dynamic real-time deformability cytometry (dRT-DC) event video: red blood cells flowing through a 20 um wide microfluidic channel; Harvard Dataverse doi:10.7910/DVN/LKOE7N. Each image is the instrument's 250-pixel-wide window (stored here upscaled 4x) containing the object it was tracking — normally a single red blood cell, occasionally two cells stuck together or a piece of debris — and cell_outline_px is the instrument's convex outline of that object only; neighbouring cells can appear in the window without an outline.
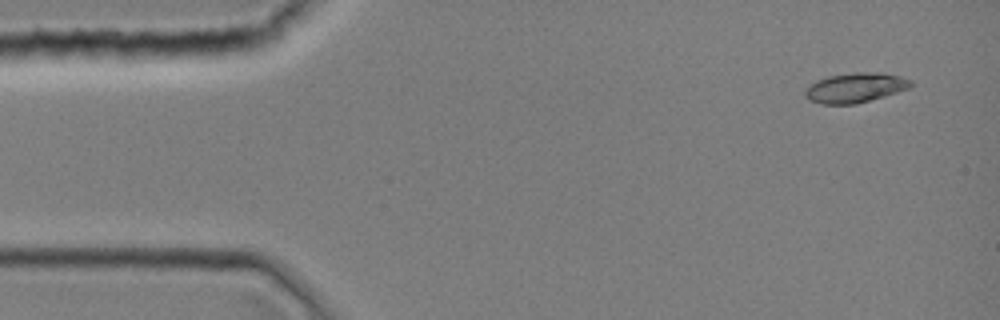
{"species": "common noctule bat (a hibernating species)", "species_latin": "Nyctalus noctula", "temperature_condition": "room temperature", "stored_images_in_passage": 5, "camera_frame_rate_fps": 3000, "um_per_image_px": 0.085, "animal": {"sex": "female", "body_mass_g": 19.0, "forearm_length_mm": 51.5}, "frame": {"image": 1, "passage_image": 1, "time_ms": 0.0, "image_size_px": [1000, 320], "cell_outline_px": [[912, 84], [908, 88], [884, 96], [856, 104], [820, 104], [808, 100], [804, 96], [804, 92], [816, 80], [828, 76], [852, 72], [880, 72], [900, 76], [912, 80]], "centroid_in_image_um": [72.68, 7.45], "position_along_channel_um": 12.3, "area_um2": 18.32}}